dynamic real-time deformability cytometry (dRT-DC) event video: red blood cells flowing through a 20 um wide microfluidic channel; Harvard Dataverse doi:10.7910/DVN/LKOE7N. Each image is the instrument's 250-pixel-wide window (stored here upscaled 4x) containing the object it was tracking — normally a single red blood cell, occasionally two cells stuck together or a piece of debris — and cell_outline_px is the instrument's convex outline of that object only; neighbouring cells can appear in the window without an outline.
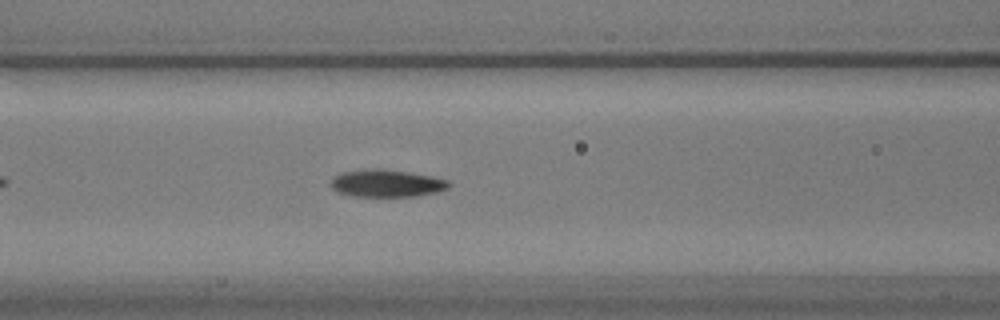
{"species": "common noctule bat (a hibernating species)", "species_latin": "Nyctalus noctula", "temperature_condition": "warm", "stored_images_in_passage": 47, "camera_frame_rate_fps": 3000, "um_per_image_px": 0.085, "animal": {"sex": "male", "body_mass_g": 17.9}, "frame": {"image": 1, "passage_image": 12, "time_ms": 3.667, "image_size_px": [1000, 320], "cell_outline_px": [[452, 184], [448, 188], [436, 192], [416, 196], [352, 196], [340, 192], [332, 188], [328, 184], [332, 176], [340, 172], [364, 168], [384, 168], [432, 176], [448, 180]], "centroid_in_image_um": [32.81, 15.56], "position_along_channel_um": 133.8, "area_um2": 19.19}}
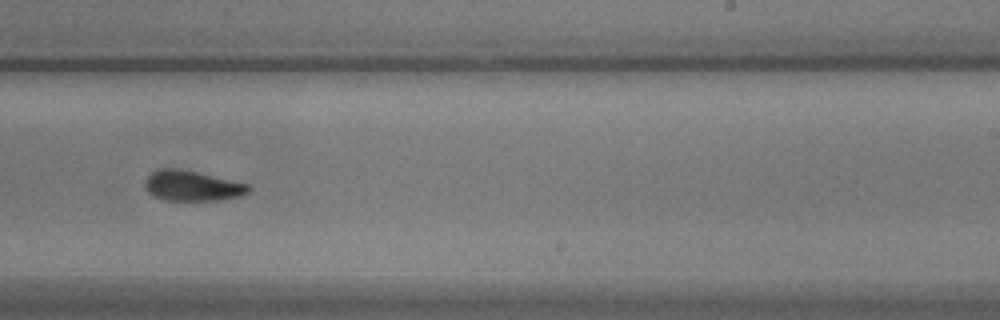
{"frame": {"image": 2, "passage_image": 24, "time_ms": 7.667, "image_size_px": [1000, 320], "cell_outline_px": [[252, 188], [244, 196], [224, 200], [164, 200], [148, 192], [144, 184], [144, 180], [152, 172], [160, 168], [180, 168], [248, 184]], "centroid_in_image_um": [16.36, 15.79], "position_along_channel_um": 272.6, "area_um2": 18.38}}
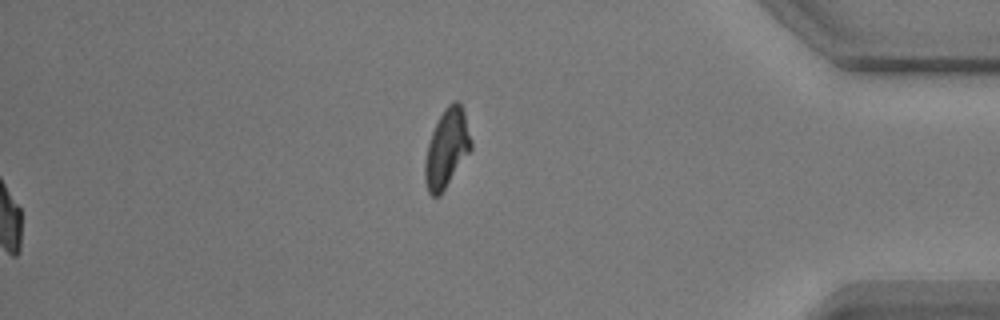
{"frame": {"image": 3, "passage_image": 47, "time_ms": 15.333, "image_size_px": [1000, 320], "cell_outline_px": [[472, 148], [440, 196], [432, 196], [428, 192], [424, 180], [424, 164], [428, 144], [432, 132], [444, 108], [452, 100], [456, 100], [460, 104], [464, 112], [472, 140]], "centroid_in_image_um": [37.97, 12.62], "position_along_channel_um": 397.2, "area_um2": 20.98}, "authors_computed_cell_mechanics": {"area_um2": 18.785, "velocity_mm_per_s": 3.4824, "shape_relaxation_time_tau1_ms": 3.7973, "shape_relaxation_time_tau2_ms": 3.1057, "deformation_change_tau1": 0.142, "deformation_change_tau2": 0.0877}}